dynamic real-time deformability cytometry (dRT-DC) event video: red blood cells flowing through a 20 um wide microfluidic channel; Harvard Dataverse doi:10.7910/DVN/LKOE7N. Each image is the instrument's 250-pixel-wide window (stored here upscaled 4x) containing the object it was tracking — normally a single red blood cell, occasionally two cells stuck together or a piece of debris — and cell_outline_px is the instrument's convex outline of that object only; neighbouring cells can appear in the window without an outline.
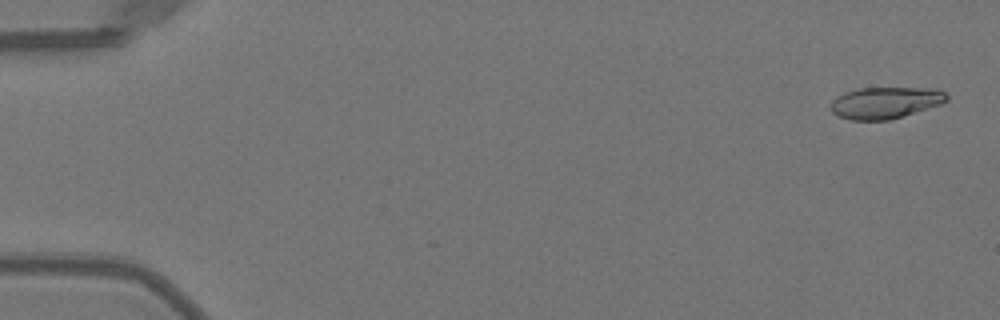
{"species": "Egyptian fruit bat (a non-hibernating species)", "species_latin": "Rousettus aegyptiacus", "temperature_condition": "warm", "stored_images_in_passage": 32, "camera_frame_rate_fps": 3000, "um_per_image_px": 0.085, "animal": {"sex": "female"}, "frame": {"image": 1, "passage_image": 2, "time_ms": 0.333, "image_size_px": [1000, 320], "cell_outline_px": [[948, 100], [940, 104], [888, 120], [852, 120], [836, 116], [832, 112], [832, 100], [836, 96], [844, 92], [860, 88], [936, 88], [944, 92], [948, 96]], "centroid_in_image_um": [75.22, 8.72], "position_along_channel_um": 9.8, "area_um2": 21.21}}
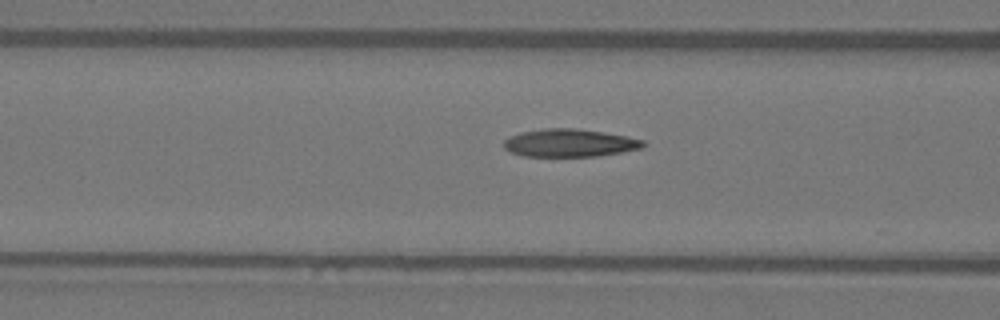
{"frame": {"image": 2, "passage_image": 21, "time_ms": 6.667, "image_size_px": [1000, 320], "cell_outline_px": [[648, 144], [644, 148], [624, 152], [600, 156], [524, 156], [512, 152], [504, 148], [504, 140], [508, 136], [520, 132], [548, 128], [576, 128], [604, 132], [628, 136], [644, 140]], "centroid_in_image_um": [48.48, 12.15], "position_along_channel_um": 118.1, "area_um2": 22.89}}
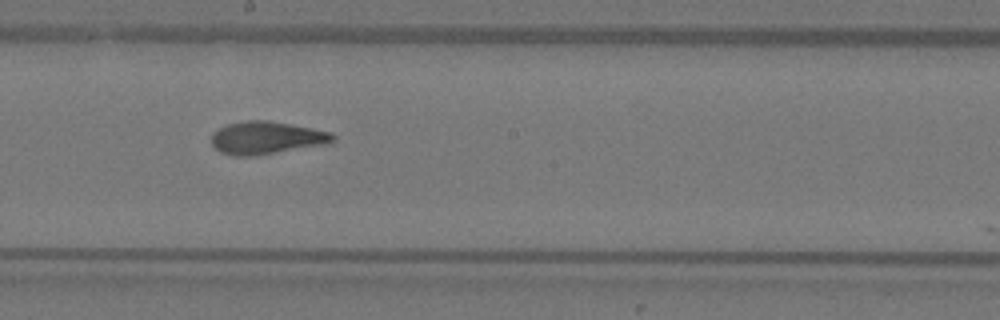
{"frame": {"image": 3, "passage_image": 29, "time_ms": 9.333, "image_size_px": [1000, 320], "cell_outline_px": [[336, 140], [328, 144], [252, 156], [232, 156], [220, 152], [212, 144], [212, 132], [228, 124], [244, 120], [268, 120], [312, 128], [332, 132], [336, 136]], "centroid_in_image_um": [22.67, 11.71], "position_along_channel_um": 225.5, "area_um2": 23.24}}